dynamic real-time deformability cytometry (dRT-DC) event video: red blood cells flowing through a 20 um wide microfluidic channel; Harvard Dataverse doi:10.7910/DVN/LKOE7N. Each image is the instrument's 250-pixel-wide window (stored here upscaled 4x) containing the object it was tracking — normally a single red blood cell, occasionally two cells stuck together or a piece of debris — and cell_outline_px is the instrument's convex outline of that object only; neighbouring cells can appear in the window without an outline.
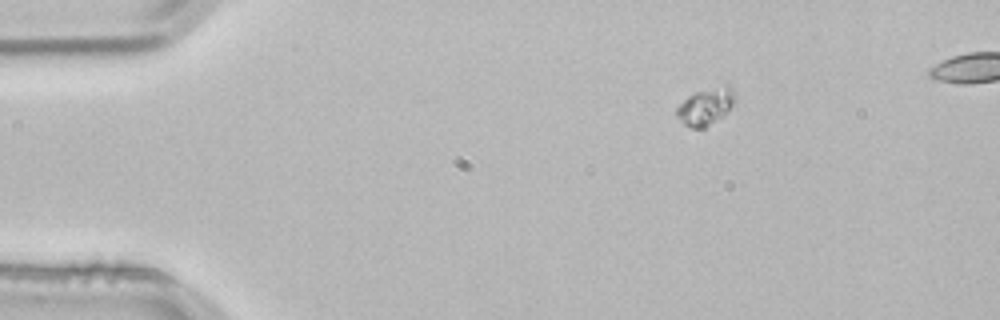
{"species": "common noctule bat (a hibernating species)", "species_latin": "Nyctalus noctula", "temperature_condition": "room temperature", "stored_images_in_passage": 3, "camera_frame_rate_fps": 3000, "um_per_image_px": 0.085, "animal": {"sex": "male", "body_mass_g": 21.5, "forearm_length_mm": 52.0}, "frame": {"image": 1, "passage_image": 1, "time_ms": 0.0, "image_size_px": [1000, 320], "cell_outline_px": [[736, 100], [724, 116], [704, 128], [692, 128], [684, 124], [676, 116], [676, 108], [688, 96], [696, 92], [724, 84], [728, 84]], "centroid_in_image_um": [59.99, 9.06], "position_along_channel_um": 25.0, "area_um2": 12.48}}